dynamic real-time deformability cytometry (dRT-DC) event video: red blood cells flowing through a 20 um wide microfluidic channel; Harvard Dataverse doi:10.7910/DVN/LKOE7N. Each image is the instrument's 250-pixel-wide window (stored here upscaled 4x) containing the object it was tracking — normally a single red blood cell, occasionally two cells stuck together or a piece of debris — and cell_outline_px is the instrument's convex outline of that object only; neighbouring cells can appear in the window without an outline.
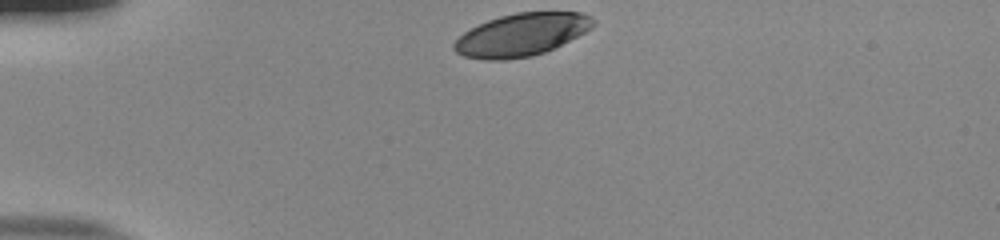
{"species": "human", "species_latin": "Homo sapiens", "temperature_condition": "room temperature", "stored_images_in_passage": 33, "camera_frame_rate_fps": 3000, "um_per_image_px": 0.085, "donor": {"sex": "male"}, "frame": {"image": 1, "passage_image": 1, "time_ms": 0.0, "image_size_px": [1000, 240], "cell_outline_px": [[596, 20], [592, 28], [544, 52], [532, 56], [504, 60], [484, 60], [464, 56], [456, 52], [452, 48], [452, 44], [464, 32], [488, 20], [500, 16], [516, 12], [580, 12]], "centroid_in_image_um": [44.29, 2.95], "position_along_channel_um": 40.7, "area_um2": 34.22}}
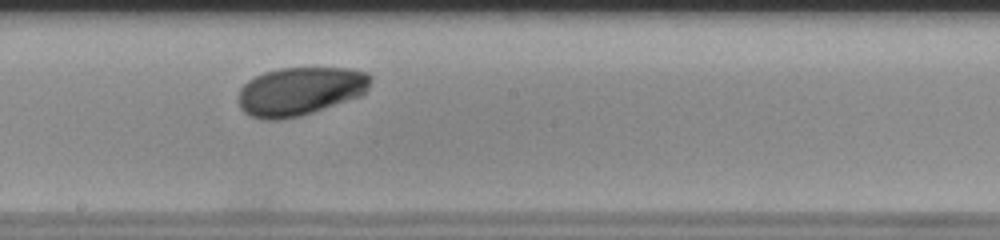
{"frame": {"image": 2, "passage_image": 19, "time_ms": 6.0, "image_size_px": [1000, 240], "cell_outline_px": [[372, 80], [368, 88], [360, 96], [300, 116], [280, 120], [260, 120], [244, 112], [240, 108], [236, 96], [240, 88], [248, 80], [264, 72], [280, 68], [352, 68], [368, 72], [372, 76]], "centroid_in_image_um": [25.49, 7.75], "position_along_channel_um": 222.7, "area_um2": 37.63}}
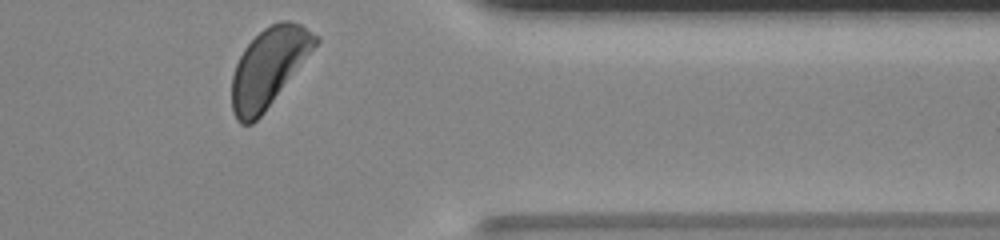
{"frame": {"image": 3, "passage_image": 33, "time_ms": 10.667, "image_size_px": [1000, 240], "cell_outline_px": [[320, 40], [264, 112], [252, 124], [240, 124], [236, 120], [232, 112], [232, 76], [236, 64], [244, 48], [264, 28], [280, 20], [288, 20], [300, 24], [320, 36]], "centroid_in_image_um": [22.83, 5.72], "position_along_channel_um": 388.6, "area_um2": 37.69}, "authors_computed_cell_mechanics": {"area_um2": 37.281, "velocity_mm_per_s": 3.7778, "shape_relaxation_time_tau1_ms": 1.6851, "shape_relaxation_time_tau2_ms": null, "deformation_change_tau1": 0.1147, "deformation_change_tau2": null}}